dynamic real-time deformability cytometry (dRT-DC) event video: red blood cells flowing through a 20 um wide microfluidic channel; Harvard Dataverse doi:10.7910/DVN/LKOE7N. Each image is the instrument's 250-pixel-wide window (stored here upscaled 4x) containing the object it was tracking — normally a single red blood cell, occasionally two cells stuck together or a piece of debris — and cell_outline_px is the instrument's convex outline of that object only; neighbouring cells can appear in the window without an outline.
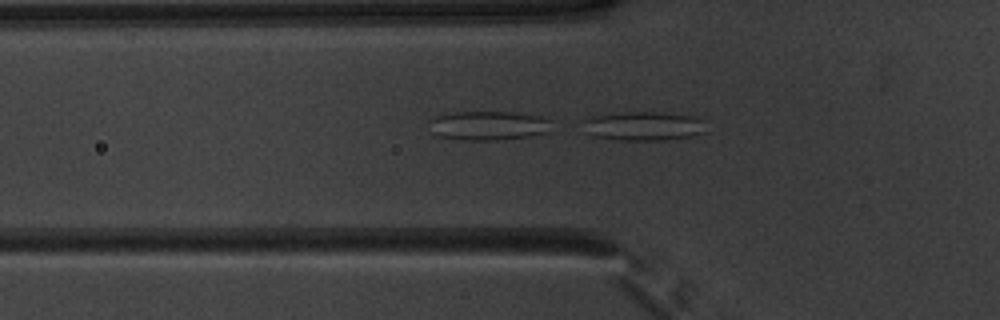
{"species": "common noctule bat (a hibernating species)", "species_latin": "Nyctalus noctula", "temperature_condition": "warm", "stored_images_in_passage": 45, "camera_frame_rate_fps": 3000, "um_per_image_px": 0.085, "animal": {"sex": "male", "body_mass_g": 20.1, "forearm_length_mm": 53.5}, "frame": {"image": 1, "passage_image": 12, "time_ms": 3.667, "image_size_px": [1000, 320], "cell_outline_px": [[704, 132], [692, 136], [664, 140], [624, 140], [592, 136], [588, 132], [580, 120], [592, 116], [624, 112], [656, 112], [692, 116], [704, 120]], "centroid_in_image_um": [54.68, 10.71], "position_along_channel_um": 71.1, "area_um2": 20.69}}
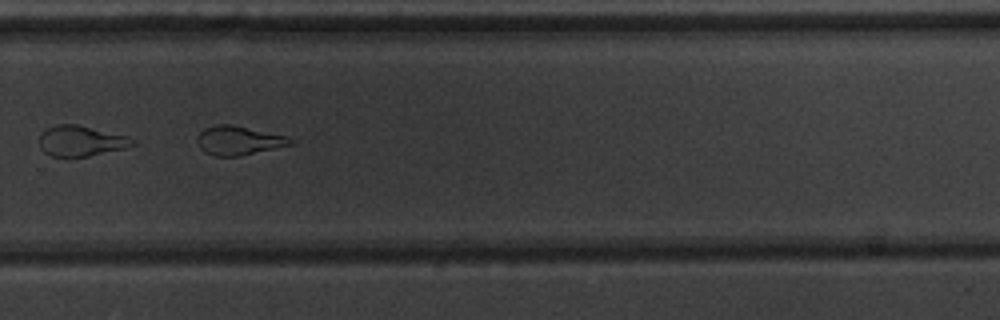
{"frame": {"image": 2, "passage_image": 30, "time_ms": 9.667, "image_size_px": [1000, 320], "cell_outline_px": [[296, 144], [240, 156], [216, 156], [204, 152], [200, 148], [196, 140], [196, 136], [204, 128], [216, 124], [232, 124], [284, 136], [296, 140]], "centroid_in_image_um": [20.28, 11.95], "position_along_channel_um": 309.5, "area_um2": 15.9}}
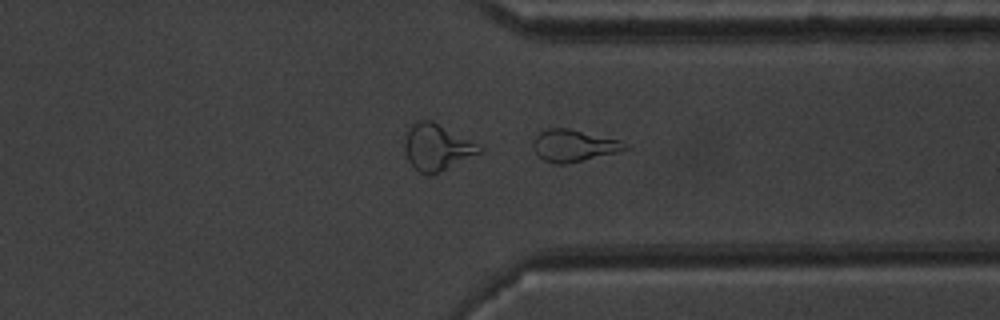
{"frame": {"image": 3, "passage_image": 34, "time_ms": 11.0, "image_size_px": [1000, 320], "cell_outline_px": [[632, 148], [568, 164], [556, 164], [544, 160], [532, 148], [532, 140], [540, 132], [548, 128], [568, 128], [620, 140], [628, 144]], "centroid_in_image_um": [48.77, 12.37], "position_along_channel_um": 362.6, "area_um2": 17.11}, "authors_computed_cell_mechanics": {"area_um2": 18.2648, "velocity_mm_per_s": 3.9694, "shape_relaxation_time_tau1_ms": 9.6872, "shape_relaxation_time_tau2_ms": 2.5969, "deformation_change_tau1": 0.2399, "deformation_change_tau2": 0.087}}